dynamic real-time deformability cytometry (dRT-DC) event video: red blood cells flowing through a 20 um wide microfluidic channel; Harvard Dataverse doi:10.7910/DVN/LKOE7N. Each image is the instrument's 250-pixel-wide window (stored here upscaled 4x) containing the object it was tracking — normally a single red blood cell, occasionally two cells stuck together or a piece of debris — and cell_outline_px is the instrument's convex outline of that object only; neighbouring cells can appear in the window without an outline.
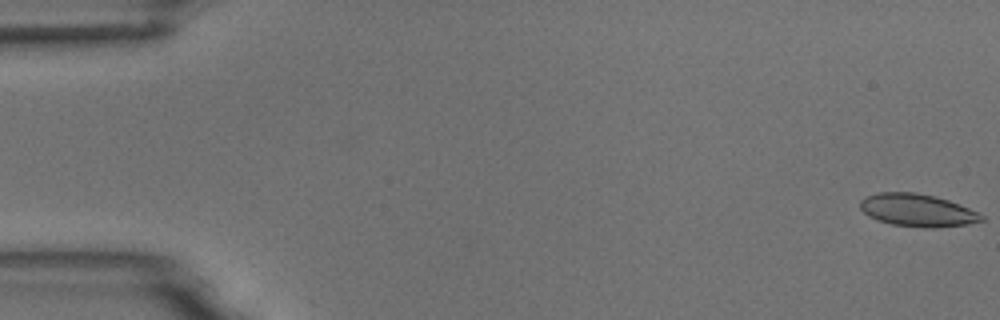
{"species": "common noctule bat (a hibernating species)", "species_latin": "Nyctalus noctula", "temperature_condition": "room temperature", "stored_images_in_passage": 6, "camera_frame_rate_fps": 3000, "um_per_image_px": 0.085, "animal": {"sex": "male", "body_mass_g": 18.8}, "frame": {"image": 1, "passage_image": 1, "time_ms": 0.0, "image_size_px": [1000, 320], "cell_outline_px": [[984, 220], [968, 224], [936, 228], [924, 228], [892, 224], [876, 220], [868, 216], [860, 208], [860, 200], [868, 196], [880, 192], [916, 192], [948, 200], [968, 208], [984, 216]], "centroid_in_image_um": [77.96, 17.88], "position_along_channel_um": 7.0, "area_um2": 22.95}}